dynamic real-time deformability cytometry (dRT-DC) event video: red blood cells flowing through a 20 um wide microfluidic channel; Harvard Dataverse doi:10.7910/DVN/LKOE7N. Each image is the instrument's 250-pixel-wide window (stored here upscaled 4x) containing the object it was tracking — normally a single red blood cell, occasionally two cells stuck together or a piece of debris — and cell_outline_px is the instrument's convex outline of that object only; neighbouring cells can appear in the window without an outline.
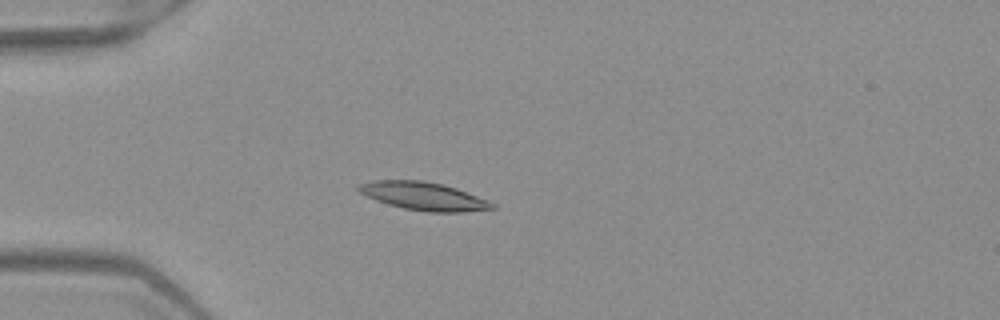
{"species": "Egyptian fruit bat (a non-hibernating species)", "species_latin": "Rousettus aegyptiacus", "temperature_condition": "warm", "stored_images_in_passage": 4, "camera_frame_rate_fps": 3000, "um_per_image_px": 0.085, "frame": {"image": 1, "passage_image": 4, "time_ms": 1.0, "image_size_px": [1000, 320], "cell_outline_px": [[496, 208], [464, 212], [428, 212], [404, 208], [388, 204], [376, 200], [360, 192], [356, 188], [356, 184], [376, 180], [424, 180], [444, 184], [456, 188], [496, 204]], "centroid_in_image_um": [35.99, 16.66], "position_along_channel_um": 49.0, "area_um2": 21.79}}